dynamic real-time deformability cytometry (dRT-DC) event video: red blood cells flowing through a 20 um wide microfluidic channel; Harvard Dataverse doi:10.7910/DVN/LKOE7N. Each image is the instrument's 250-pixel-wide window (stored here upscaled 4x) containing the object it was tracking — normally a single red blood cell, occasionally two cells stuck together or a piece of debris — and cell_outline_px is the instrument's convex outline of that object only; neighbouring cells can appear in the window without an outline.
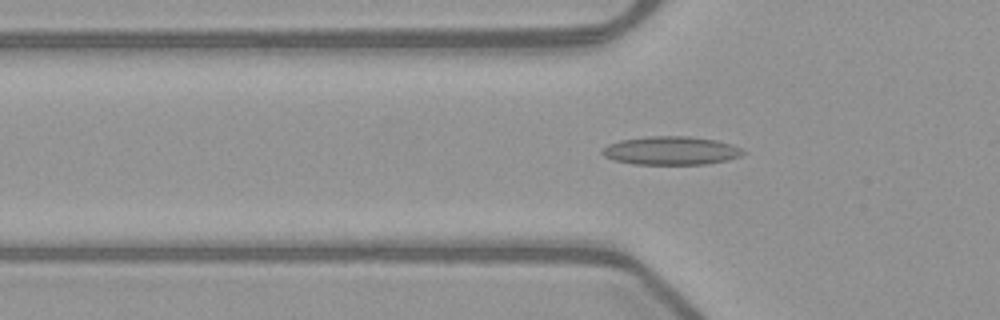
{"species": "common noctule bat (a hibernating species)", "species_latin": "Nyctalus noctula", "temperature_condition": "warm", "stored_images_in_passage": 52, "camera_frame_rate_fps": 3000, "um_per_image_px": 0.085, "animal": {"sex": "female", "body_mass_g": 21.9}, "frame": {"image": 1, "passage_image": 18, "time_ms": 5.667, "image_size_px": [1000, 320], "cell_outline_px": [[744, 152], [740, 156], [728, 160], [704, 164], [632, 164], [616, 160], [604, 156], [600, 152], [600, 148], [608, 144], [620, 140], [648, 136], [688, 136], [716, 140], [732, 144], [740, 148]], "centroid_in_image_um": [57.0, 12.8], "position_along_channel_um": 68.8, "area_um2": 23.35}}
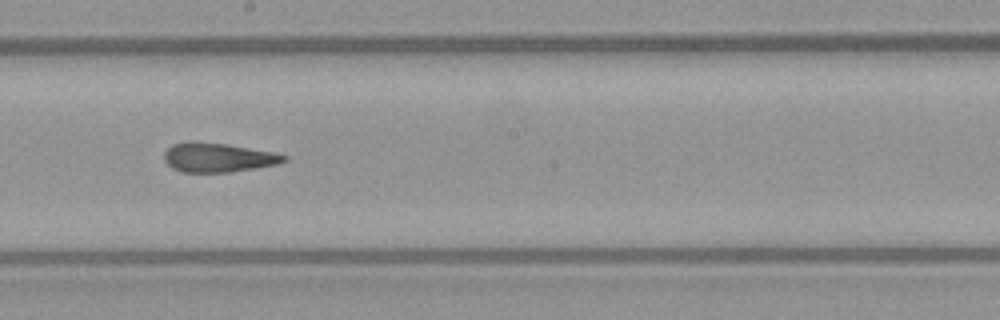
{"frame": {"image": 2, "passage_image": 30, "time_ms": 9.667, "image_size_px": [1000, 320], "cell_outline_px": [[288, 160], [276, 164], [256, 168], [228, 172], [180, 172], [172, 168], [164, 160], [164, 152], [172, 144], [188, 140], [192, 140], [224, 144], [276, 152], [288, 156]], "centroid_in_image_um": [18.51, 13.37], "position_along_channel_um": 229.7, "area_um2": 20.58}}
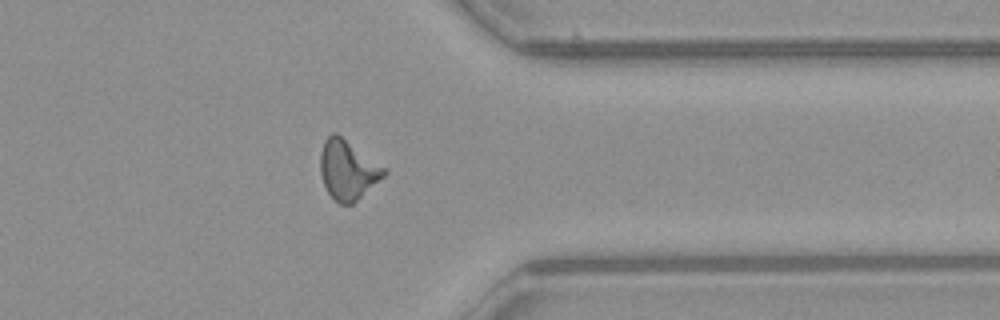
{"frame": {"image": 3, "passage_image": 42, "time_ms": 13.667, "image_size_px": [1000, 320], "cell_outline_px": [[388, 172], [384, 176], [352, 204], [340, 204], [328, 192], [324, 184], [320, 172], [320, 152], [324, 140], [332, 132], [336, 132], [388, 168]], "centroid_in_image_um": [29.57, 14.4], "position_along_channel_um": 381.8, "area_um2": 22.14}, "authors_computed_cell_mechanics": {"area_um2": 21.2415, "velocity_mm_per_s": 3.9953, "shape_relaxation_time_tau1_ms": 7.1404, "shape_relaxation_time_tau2_ms": 1.6998, "deformation_change_tau1": 0.2116, "deformation_change_tau2": 0.1239}}